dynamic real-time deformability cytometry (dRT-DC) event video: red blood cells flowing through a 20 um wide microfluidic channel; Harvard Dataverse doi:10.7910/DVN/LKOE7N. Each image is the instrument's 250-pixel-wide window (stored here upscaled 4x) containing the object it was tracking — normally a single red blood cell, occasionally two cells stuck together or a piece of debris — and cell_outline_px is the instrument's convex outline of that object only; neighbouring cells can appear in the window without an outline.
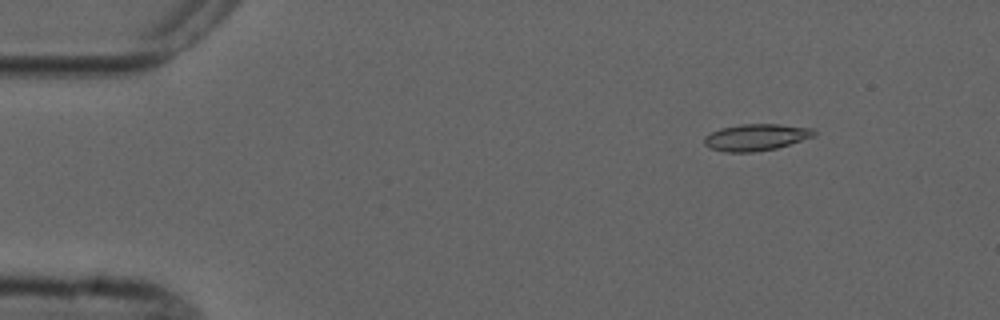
{"species": "common noctule bat (a hibernating species)", "species_latin": "Nyctalus noctula", "temperature_condition": "cold", "stored_images_in_passage": 2, "camera_frame_rate_fps": 3000, "um_per_image_px": 0.085, "animal": {"sex": "male", "forearm_length_mm": 52.5}, "frame": {"image": 1, "passage_image": 1, "time_ms": 0.0, "image_size_px": [1000, 320], "cell_outline_px": [[816, 136], [776, 148], [752, 152], [724, 152], [708, 148], [704, 144], [704, 136], [720, 128], [740, 124], [780, 124], [812, 128], [816, 132]], "centroid_in_image_um": [64.25, 11.66], "position_along_channel_um": 20.8, "area_um2": 17.17}}